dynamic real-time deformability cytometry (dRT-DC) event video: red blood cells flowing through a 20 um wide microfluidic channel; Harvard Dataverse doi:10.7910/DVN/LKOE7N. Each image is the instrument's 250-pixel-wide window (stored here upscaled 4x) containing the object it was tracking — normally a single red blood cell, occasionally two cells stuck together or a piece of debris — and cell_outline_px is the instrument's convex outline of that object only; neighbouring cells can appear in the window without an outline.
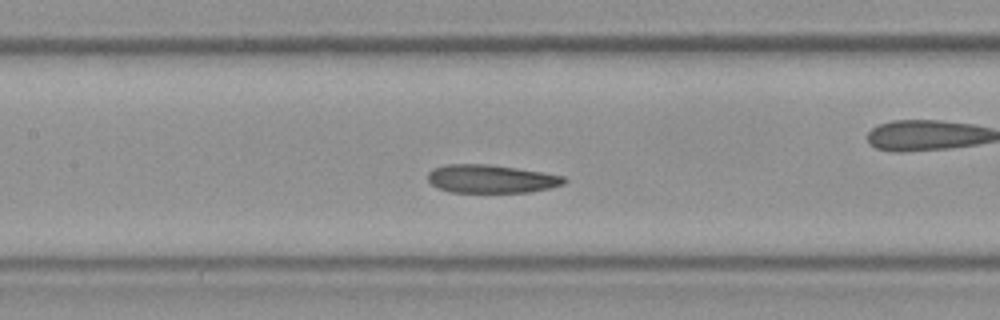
{"species": "Egyptian fruit bat (a non-hibernating species)", "species_latin": "Rousettus aegyptiacus", "temperature_condition": "room temperature", "stored_images_in_passage": 37, "camera_frame_rate_fps": 3000, "um_per_image_px": 0.085, "frame": {"image": 1, "passage_image": 16, "time_ms": 5.0, "image_size_px": [1000, 320], "cell_outline_px": [[568, 180], [564, 184], [548, 188], [528, 192], [448, 192], [436, 188], [428, 180], [428, 172], [432, 168], [448, 164], [488, 164], [516, 168], [564, 176]], "centroid_in_image_um": [41.7, 15.2], "position_along_channel_um": 165.7, "area_um2": 22.43}}
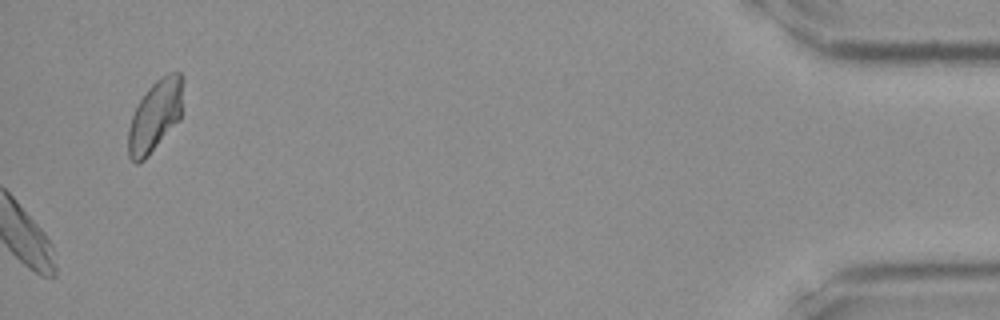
{"frame": {"image": 2, "passage_image": 37, "time_ms": 12.0, "image_size_px": [1000, 320], "cell_outline_px": [[180, 120], [148, 156], [144, 160], [136, 164], [128, 156], [128, 128], [132, 116], [140, 100], [148, 88], [156, 80], [168, 72], [180, 72]], "centroid_in_image_um": [13.13, 9.9], "position_along_channel_um": 422.1, "area_um2": 22.2}}